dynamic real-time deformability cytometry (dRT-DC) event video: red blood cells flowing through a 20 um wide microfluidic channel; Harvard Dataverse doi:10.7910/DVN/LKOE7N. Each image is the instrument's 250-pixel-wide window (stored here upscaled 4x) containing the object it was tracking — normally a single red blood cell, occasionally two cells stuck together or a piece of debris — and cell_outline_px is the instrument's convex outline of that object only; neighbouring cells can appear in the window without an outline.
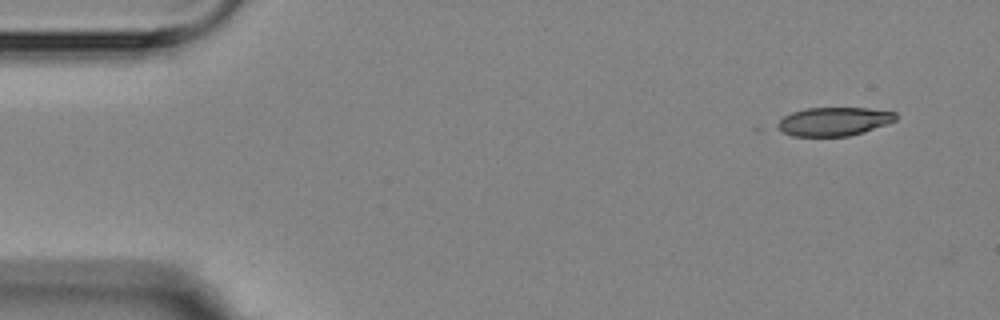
{"species": "Egyptian fruit bat (a non-hibernating species)", "species_latin": "Rousettus aegyptiacus", "temperature_condition": "room temperature", "stored_images_in_passage": 5, "segment_of_instrument_passage": [1, 2], "camera_frame_rate_fps": 3000, "um_per_image_px": 0.085, "animal": {"sex": "female"}, "frame": {"image": 1, "passage_image": 1, "time_ms": 0.0, "image_size_px": [1000, 320], "cell_outline_px": [[896, 120], [864, 132], [848, 136], [792, 136], [776, 128], [776, 124], [784, 116], [792, 112], [808, 108], [868, 108], [896, 112]], "centroid_in_image_um": [70.87, 10.33], "position_along_channel_um": 14.1, "area_um2": 19.59}}